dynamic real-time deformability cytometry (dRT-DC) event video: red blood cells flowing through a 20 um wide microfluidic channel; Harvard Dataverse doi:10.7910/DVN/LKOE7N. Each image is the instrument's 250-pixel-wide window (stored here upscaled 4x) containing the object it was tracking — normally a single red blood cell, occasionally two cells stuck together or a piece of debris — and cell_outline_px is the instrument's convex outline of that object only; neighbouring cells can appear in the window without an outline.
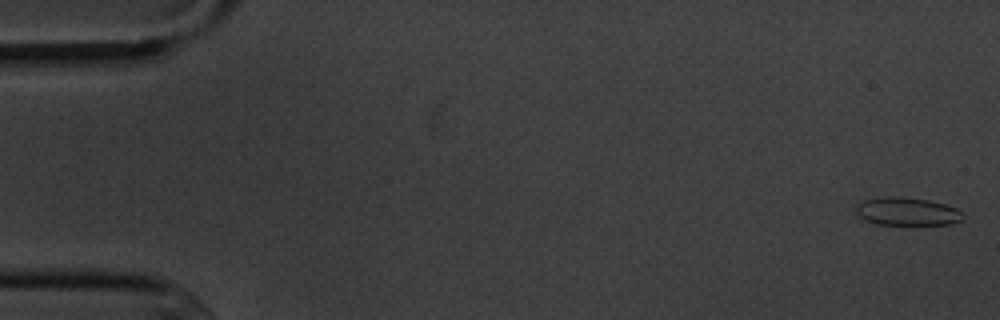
{"species": "common noctule bat (a hibernating species)", "species_latin": "Nyctalus noctula", "temperature_condition": "cold", "stored_images_in_passage": 9, "camera_frame_rate_fps": 3000, "um_per_image_px": 0.085, "animal": {"sex": "male", "body_mass_g": 20.1, "forearm_length_mm": 53.5}, "frame": {"image": 1, "passage_image": 1, "time_ms": 0.0, "image_size_px": [1000, 320], "cell_outline_px": [[964, 220], [952, 224], [876, 224], [864, 220], [852, 212], [864, 200], [888, 196], [896, 196], [928, 200], [944, 204], [956, 208], [964, 212]], "centroid_in_image_um": [77.12, 17.98], "position_along_channel_um": 7.9, "area_um2": 17.57}}
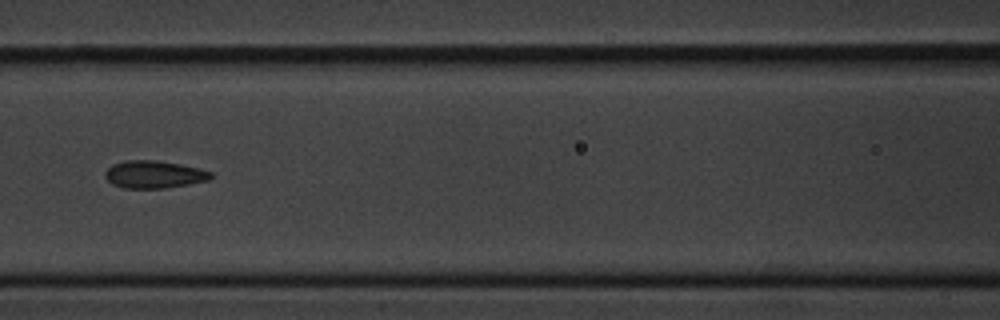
{"frame": {"image": 2, "passage_image": 7, "time_ms": 7.667, "image_size_px": [1000, 320], "cell_outline_px": [[212, 176], [208, 180], [188, 184], [164, 188], [124, 188], [112, 184], [104, 176], [104, 172], [112, 164], [124, 160], [156, 160], [180, 164], [212, 172]], "centroid_in_image_um": [13.04, 14.82], "position_along_channel_um": 153.6, "area_um2": 16.88}}
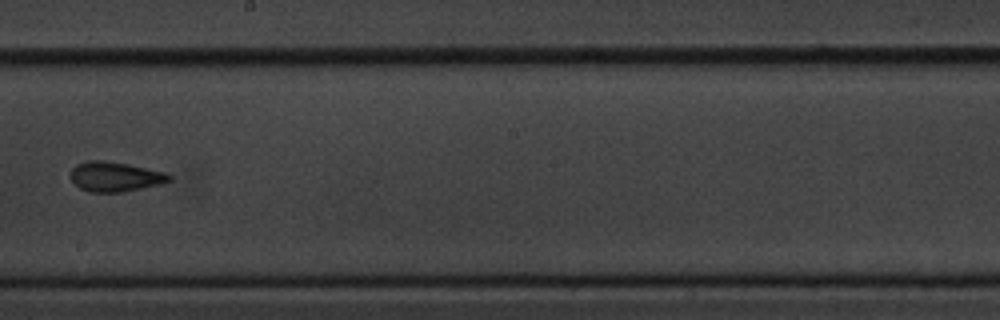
{"frame": {"image": 3, "passage_image": 9, "time_ms": 10.0, "image_size_px": [1000, 320], "cell_outline_px": [[172, 180], [160, 184], [120, 192], [88, 192], [80, 188], [72, 180], [72, 168], [76, 164], [88, 160], [100, 160], [128, 164], [164, 172], [172, 176]], "centroid_in_image_um": [9.78, 15.01], "position_along_channel_um": 238.4, "area_um2": 16.88}}